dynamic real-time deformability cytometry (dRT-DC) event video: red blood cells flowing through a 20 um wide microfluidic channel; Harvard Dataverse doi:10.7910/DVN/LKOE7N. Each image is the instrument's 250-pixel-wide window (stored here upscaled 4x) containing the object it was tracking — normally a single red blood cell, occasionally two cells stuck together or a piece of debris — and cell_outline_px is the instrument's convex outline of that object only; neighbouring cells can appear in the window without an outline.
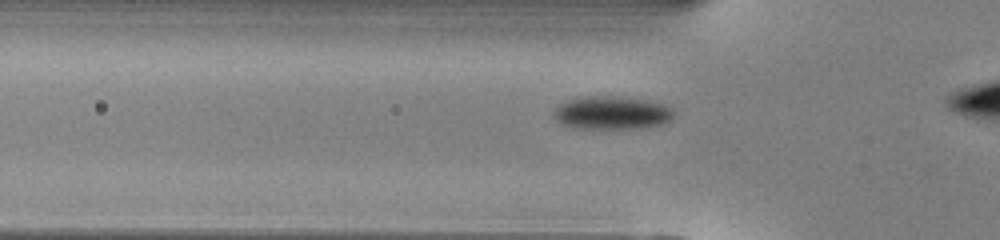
{"species": "common noctule bat (a hibernating species)", "species_latin": "Nyctalus noctula", "temperature_condition": "warm", "stored_images_in_passage": 29, "camera_frame_rate_fps": 3000, "um_per_image_px": 0.085, "animal": {"sex": "male", "body_mass_g": 13.0, "forearm_length_mm": 53.1}, "frame": {"image": 1, "passage_image": 5, "time_ms": 1.333, "image_size_px": [1000, 240], "cell_outline_px": [[672, 116], [668, 120], [660, 124], [644, 128], [576, 128], [560, 124], [552, 116], [552, 112], [560, 104], [568, 100], [580, 96], [612, 96], [644, 100], [664, 104], [672, 108]], "centroid_in_image_um": [51.93, 9.59], "position_along_channel_um": 73.9, "area_um2": 23.06}}
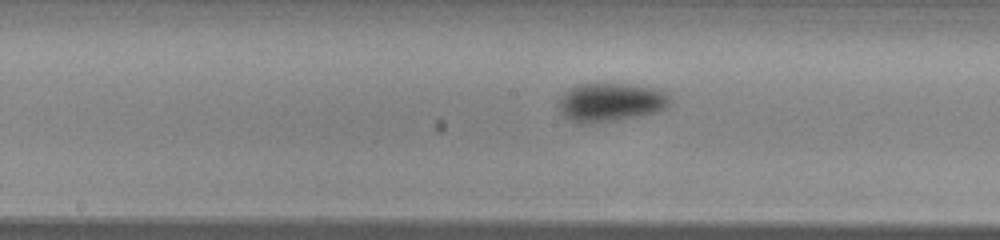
{"frame": {"image": 2, "passage_image": 14, "time_ms": 4.333, "image_size_px": [1000, 240], "cell_outline_px": [[672, 100], [664, 108], [656, 112], [616, 120], [584, 124], [580, 124], [568, 120], [560, 112], [556, 104], [560, 96], [568, 88], [576, 84], [596, 80], [632, 84], [652, 88], [668, 92]], "centroid_in_image_um": [51.82, 8.63], "position_along_channel_um": 196.4, "area_um2": 26.13}}
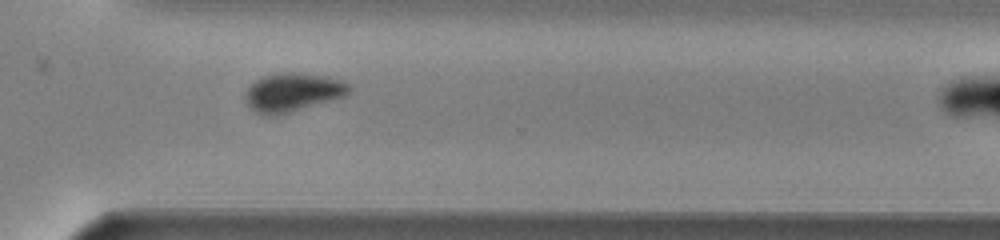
{"frame": {"image": 3, "passage_image": 25, "time_ms": 8.0, "image_size_px": [1000, 240], "cell_outline_px": [[348, 92], [344, 96], [288, 112], [272, 116], [268, 116], [256, 112], [248, 108], [244, 100], [244, 92], [256, 80], [264, 76], [288, 72], [292, 72], [340, 80], [348, 84]], "centroid_in_image_um": [24.76, 7.87], "position_along_channel_um": 345.8, "area_um2": 22.6}}